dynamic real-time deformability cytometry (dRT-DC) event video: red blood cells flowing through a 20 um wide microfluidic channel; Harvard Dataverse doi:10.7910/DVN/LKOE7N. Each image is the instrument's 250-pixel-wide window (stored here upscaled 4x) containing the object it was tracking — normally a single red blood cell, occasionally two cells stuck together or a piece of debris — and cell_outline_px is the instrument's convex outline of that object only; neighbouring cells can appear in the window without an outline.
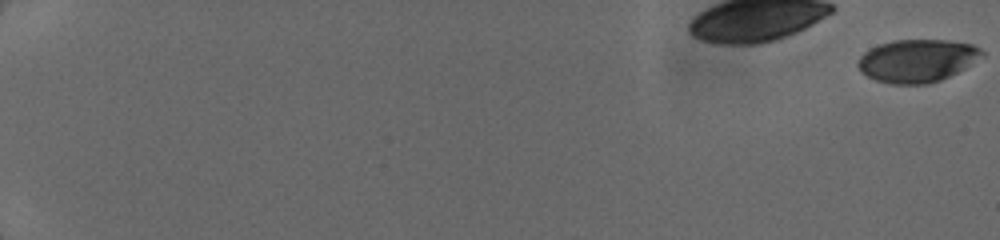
{"species": "human", "species_latin": "Homo sapiens", "temperature_condition": "cold", "stored_images_in_passage": 13, "camera_frame_rate_fps": 3000, "um_per_image_px": 0.085, "donor": {"sex": "female"}, "frame": {"image": 1, "passage_image": 1, "time_ms": 0.0, "image_size_px": [1000, 240], "cell_outline_px": [[984, 56], [964, 68], [940, 80], [928, 84], [892, 84], [876, 80], [860, 72], [856, 64], [856, 60], [864, 52], [880, 44], [892, 40], [948, 40], [972, 44], [980, 48], [984, 52]], "centroid_in_image_um": [77.94, 5.15], "position_along_channel_um": 7.1, "area_um2": 30.98}}
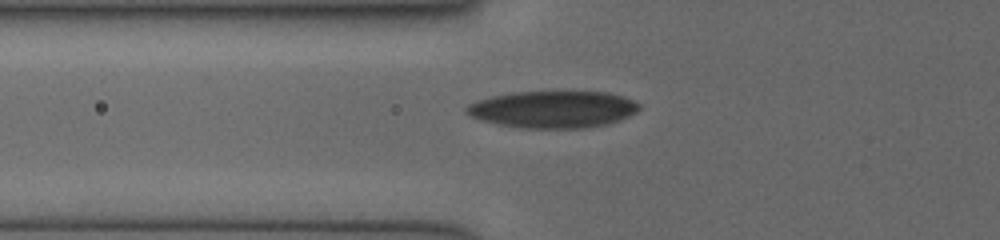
{"frame": {"image": 2, "passage_image": 11, "time_ms": 7.333, "image_size_px": [1000, 240], "cell_outline_px": [[640, 108], [636, 112], [628, 116], [608, 124], [584, 128], [520, 128], [480, 120], [472, 116], [464, 108], [468, 104], [476, 100], [492, 96], [512, 92], [556, 88], [564, 88], [608, 92], [624, 96], [640, 104]], "centroid_in_image_um": [47.03, 9.23], "position_along_channel_um": 78.8, "area_um2": 38.67}}
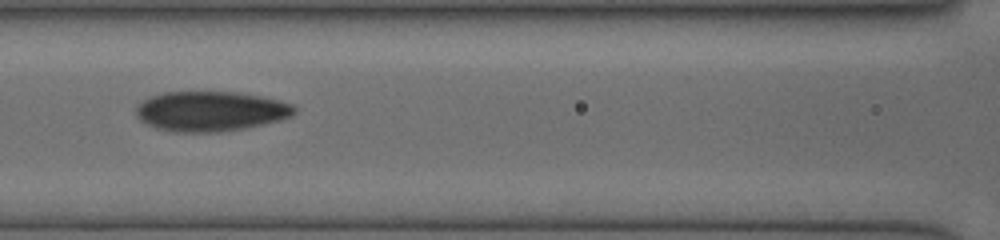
{"frame": {"image": 3, "passage_image": 13, "time_ms": 9.0, "image_size_px": [1000, 240], "cell_outline_px": [[296, 112], [292, 116], [280, 120], [264, 124], [244, 128], [220, 132], [172, 132], [156, 128], [140, 120], [136, 116], [136, 104], [148, 96], [164, 92], [236, 92], [260, 96], [292, 104], [296, 108]], "centroid_in_image_um": [17.86, 9.46], "position_along_channel_um": 148.7, "area_um2": 37.05}}